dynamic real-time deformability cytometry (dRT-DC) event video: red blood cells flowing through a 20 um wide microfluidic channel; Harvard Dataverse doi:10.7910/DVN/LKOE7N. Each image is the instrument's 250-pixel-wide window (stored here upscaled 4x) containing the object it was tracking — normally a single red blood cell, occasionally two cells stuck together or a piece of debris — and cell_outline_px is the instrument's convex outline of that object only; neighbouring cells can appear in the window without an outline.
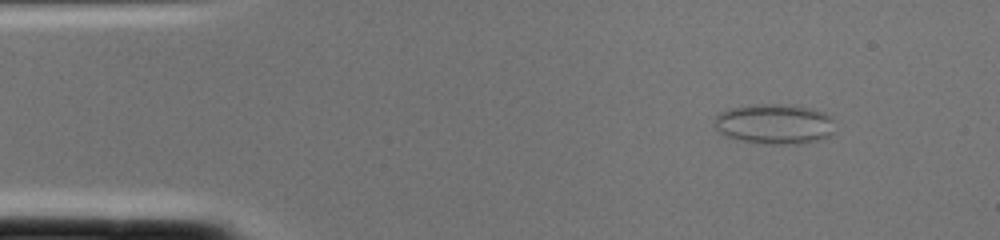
{"species": "common noctule bat (a hibernating species)", "species_latin": "Nyctalus noctula", "temperature_condition": "cold", "stored_images_in_passage": 1, "camera_frame_rate_fps": 3000, "um_per_image_px": 0.085, "animal": {"sex": "female", "body_mass_g": 22.0, "forearm_length_mm": 56.7}, "frame": {"image": 1, "passage_image": 1, "time_ms": 0.0, "image_size_px": [1000, 240], "cell_outline_px": [[836, 132], [828, 136], [816, 140], [800, 144], [764, 144], [736, 140], [720, 132], [712, 124], [716, 116], [720, 112], [732, 108], [752, 104], [788, 104], [808, 108], [824, 112], [832, 116]], "centroid_in_image_um": [65.84, 10.54], "position_along_channel_um": 19.2, "area_um2": 28.55}}